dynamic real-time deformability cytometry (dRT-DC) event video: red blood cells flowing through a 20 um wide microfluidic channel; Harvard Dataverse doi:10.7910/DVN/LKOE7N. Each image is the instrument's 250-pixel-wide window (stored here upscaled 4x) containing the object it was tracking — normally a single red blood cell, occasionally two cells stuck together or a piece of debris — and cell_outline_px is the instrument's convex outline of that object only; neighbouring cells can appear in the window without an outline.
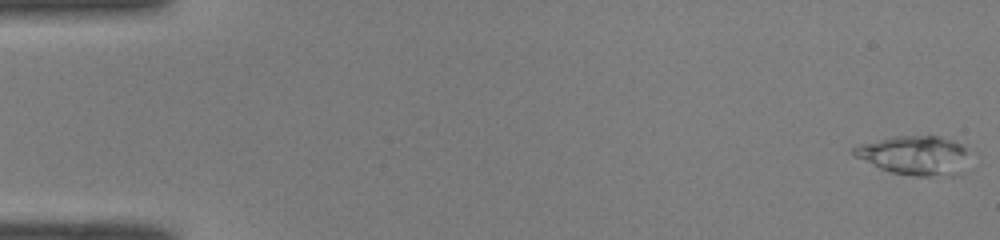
{"species": "common noctule bat (a hibernating species)", "species_latin": "Nyctalus noctula", "temperature_condition": "room temperature", "stored_images_in_passage": 14, "camera_frame_rate_fps": 3000, "um_per_image_px": 0.085, "animal": {"sex": "male", "body_mass_g": 19.0, "forearm_length_mm": 50.8}, "frame": {"image": 1, "passage_image": 1, "time_ms": 0.0, "image_size_px": [1000, 240], "cell_outline_px": [[968, 148], [944, 172], [928, 176], [912, 176], [892, 172], [880, 168], [852, 156], [852, 148], [860, 144], [896, 136], [936, 136], [952, 140]], "centroid_in_image_um": [77.42, 13.13], "position_along_channel_um": 7.6, "area_um2": 24.1}}